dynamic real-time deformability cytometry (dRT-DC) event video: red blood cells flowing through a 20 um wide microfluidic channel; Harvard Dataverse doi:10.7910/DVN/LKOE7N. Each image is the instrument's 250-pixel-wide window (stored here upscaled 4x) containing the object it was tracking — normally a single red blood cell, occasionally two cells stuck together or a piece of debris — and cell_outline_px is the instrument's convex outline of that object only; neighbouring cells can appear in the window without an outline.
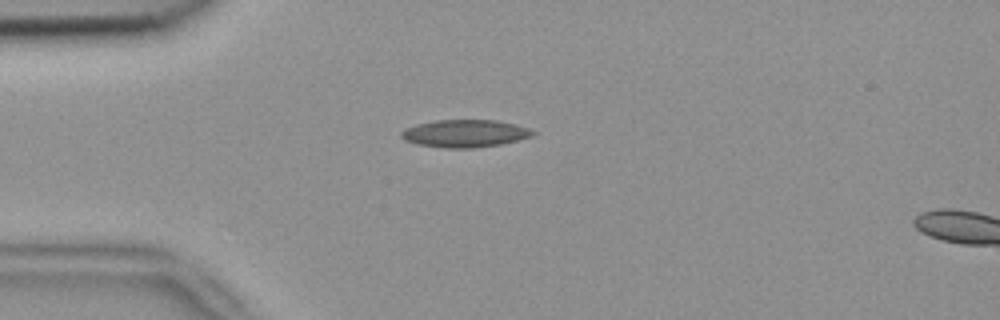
{"species": "common noctule bat (a hibernating species)", "species_latin": "Nyctalus noctula", "temperature_condition": "room temperature", "stored_images_in_passage": 5, "camera_frame_rate_fps": 3000, "um_per_image_px": 0.085, "animal": {"sex": "female", "body_mass_g": 18.4}, "frame": {"image": 1, "passage_image": 2, "time_ms": 0.333, "image_size_px": [1000, 320], "cell_outline_px": [[536, 132], [532, 136], [500, 144], [472, 148], [444, 148], [416, 144], [404, 140], [400, 136], [400, 132], [404, 128], [416, 124], [436, 120], [496, 120], [516, 124], [528, 128]], "centroid_in_image_um": [39.47, 11.34], "position_along_channel_um": 45.5, "area_um2": 21.15}}